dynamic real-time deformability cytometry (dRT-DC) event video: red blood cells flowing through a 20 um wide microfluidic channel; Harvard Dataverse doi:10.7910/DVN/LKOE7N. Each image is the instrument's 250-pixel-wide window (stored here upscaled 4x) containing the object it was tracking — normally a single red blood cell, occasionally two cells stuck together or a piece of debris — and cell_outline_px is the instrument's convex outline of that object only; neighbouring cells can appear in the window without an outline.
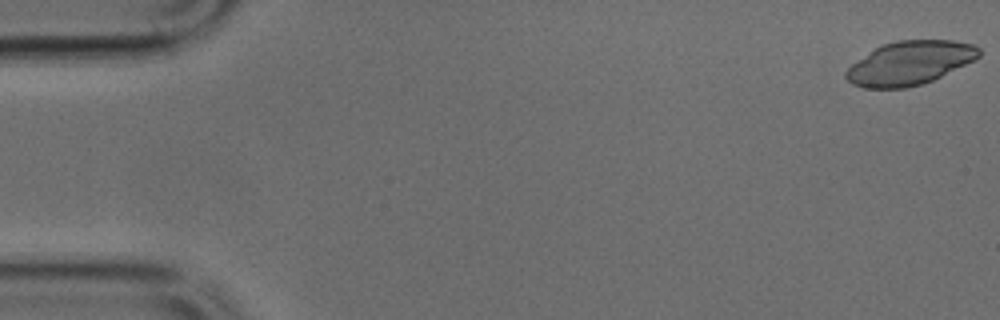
{"species": "common noctule bat (a hibernating species)", "species_latin": "Nyctalus noctula", "temperature_condition": "cold", "stored_images_in_passage": 48, "camera_frame_rate_fps": 3000, "um_per_image_px": 0.085, "animal": {"sex": "male", "body_mass_g": 17.9, "forearm_length_mm": 54.2}, "frame": {"image": 1, "passage_image": 1, "time_ms": 0.0, "image_size_px": [1000, 320], "cell_outline_px": [[980, 56], [932, 80], [920, 84], [904, 88], [864, 88], [852, 84], [844, 76], [844, 72], [852, 64], [876, 48], [884, 44], [896, 40], [952, 40], [972, 44], [980, 48]], "centroid_in_image_um": [77.3, 5.35], "position_along_channel_um": 7.7, "area_um2": 33.29}}